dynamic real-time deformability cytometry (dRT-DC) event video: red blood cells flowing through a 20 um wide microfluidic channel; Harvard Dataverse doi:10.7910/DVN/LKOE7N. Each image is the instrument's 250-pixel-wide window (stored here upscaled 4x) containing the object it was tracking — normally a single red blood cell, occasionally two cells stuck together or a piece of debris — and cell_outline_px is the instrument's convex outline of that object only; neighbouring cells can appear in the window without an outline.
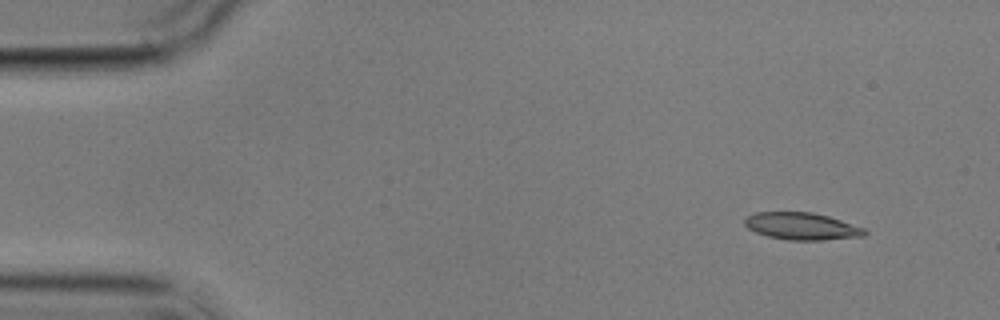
{"species": "common noctule bat (a hibernating species)", "species_latin": "Nyctalus noctula", "temperature_condition": "cold", "stored_images_in_passage": 4, "camera_frame_rate_fps": 3000, "um_per_image_px": 0.085, "animal": {"sex": "male", "body_mass_g": 17.9}, "frame": {"image": 1, "passage_image": 1, "time_ms": 0.0, "image_size_px": [1000, 320], "cell_outline_px": [[868, 232], [864, 236], [824, 240], [788, 240], [768, 236], [756, 232], [748, 228], [744, 224], [744, 220], [748, 216], [756, 212], [812, 212], [828, 216], [864, 228]], "centroid_in_image_um": [68.15, 19.23], "position_along_channel_um": 16.8, "area_um2": 18.9}}
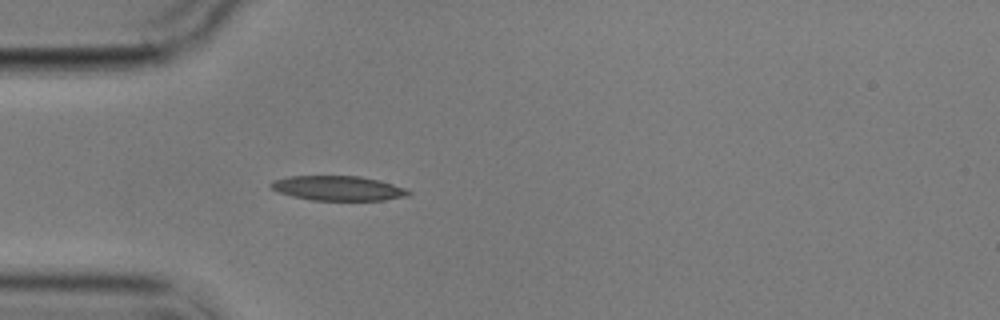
{"frame": {"image": 2, "passage_image": 4, "time_ms": 3.667, "image_size_px": [1000, 320], "cell_outline_px": [[412, 192], [408, 196], [384, 200], [312, 200], [292, 196], [280, 192], [272, 188], [268, 184], [272, 180], [288, 176], [360, 176], [380, 180], [404, 188]], "centroid_in_image_um": [28.73, 15.99], "position_along_channel_um": 56.3, "area_um2": 19.77}}